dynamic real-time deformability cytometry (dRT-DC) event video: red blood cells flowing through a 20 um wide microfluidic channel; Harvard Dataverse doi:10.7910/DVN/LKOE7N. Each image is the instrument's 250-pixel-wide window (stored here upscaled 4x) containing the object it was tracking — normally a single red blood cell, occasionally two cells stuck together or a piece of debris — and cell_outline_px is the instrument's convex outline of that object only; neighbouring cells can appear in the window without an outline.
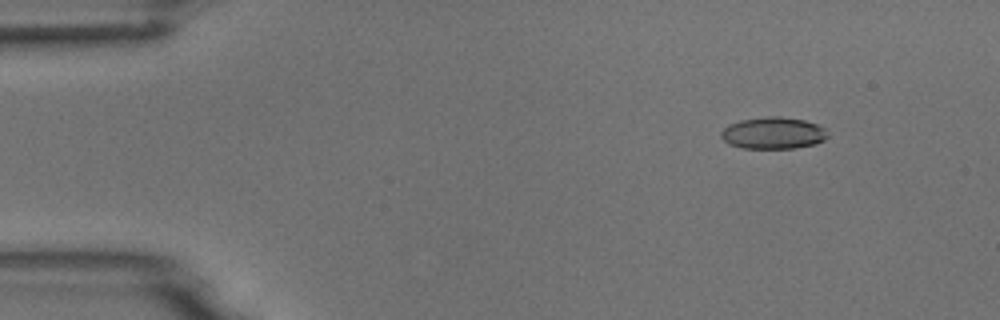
{"species": "common noctule bat (a hibernating species)", "species_latin": "Nyctalus noctula", "temperature_condition": "room temperature", "stored_images_in_passage": 15, "camera_frame_rate_fps": 3000, "um_per_image_px": 0.085, "animal": {"sex": "male", "body_mass_g": 18.8}, "frame": {"image": 1, "passage_image": 7, "time_ms": 2.0, "image_size_px": [1000, 320], "cell_outline_px": [[828, 136], [824, 140], [816, 144], [796, 148], [740, 148], [728, 144], [720, 136], [720, 132], [728, 124], [740, 120], [768, 116], [780, 116], [804, 120], [816, 124], [824, 128]], "centroid_in_image_um": [65.7, 11.31], "position_along_channel_um": 19.3, "area_um2": 19.88}}